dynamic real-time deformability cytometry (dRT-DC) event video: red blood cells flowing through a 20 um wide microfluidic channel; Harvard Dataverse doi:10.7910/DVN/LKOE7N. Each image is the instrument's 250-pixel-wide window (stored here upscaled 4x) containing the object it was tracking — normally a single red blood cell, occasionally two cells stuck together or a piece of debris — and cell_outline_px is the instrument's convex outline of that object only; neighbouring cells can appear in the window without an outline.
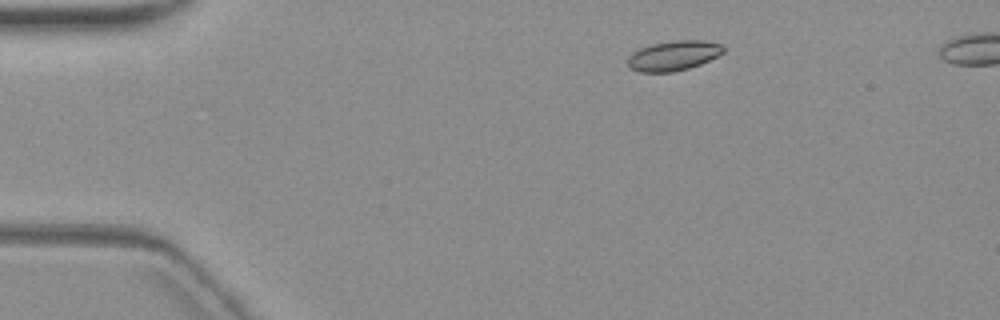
{"species": "common noctule bat (a hibernating species)", "species_latin": "Nyctalus noctula", "temperature_condition": "warm", "stored_images_in_passage": 4, "camera_frame_rate_fps": 3000, "um_per_image_px": 0.085, "animal": {"sex": "female", "body_mass_g": 19.3, "forearm_length_mm": 54.1}, "frame": {"image": 1, "passage_image": 2, "time_ms": 1.333, "image_size_px": [1000, 320], "cell_outline_px": [[724, 52], [700, 64], [688, 68], [672, 72], [640, 72], [632, 68], [628, 64], [628, 56], [632, 52], [640, 48], [652, 44], [676, 40], [704, 40], [724, 44]], "centroid_in_image_um": [57.26, 4.71], "position_along_channel_um": 27.7, "area_um2": 16.59}}